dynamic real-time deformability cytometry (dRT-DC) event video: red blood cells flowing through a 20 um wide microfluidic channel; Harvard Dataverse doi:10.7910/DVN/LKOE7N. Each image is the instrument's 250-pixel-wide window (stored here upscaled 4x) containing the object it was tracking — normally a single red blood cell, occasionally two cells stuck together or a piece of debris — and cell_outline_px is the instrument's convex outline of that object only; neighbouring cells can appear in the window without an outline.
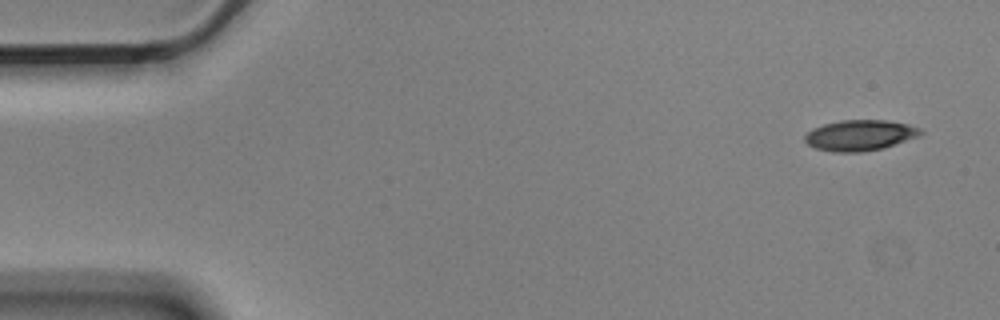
{"species": "Egyptian fruit bat (a non-hibernating species)", "species_latin": "Rousettus aegyptiacus", "temperature_condition": "cold", "stored_images_in_passage": 5, "camera_frame_rate_fps": 3000, "um_per_image_px": 0.085, "animal": {"sex": "male"}, "frame": {"image": 1, "passage_image": 1, "time_ms": 0.0, "image_size_px": [1000, 320], "cell_outline_px": [[924, 132], [920, 136], [884, 148], [860, 152], [832, 152], [816, 148], [808, 144], [804, 140], [804, 136], [812, 128], [824, 124], [840, 120], [884, 120], [908, 124], [920, 128]], "centroid_in_image_um": [73.11, 11.5], "position_along_channel_um": 11.9, "area_um2": 20.81}}
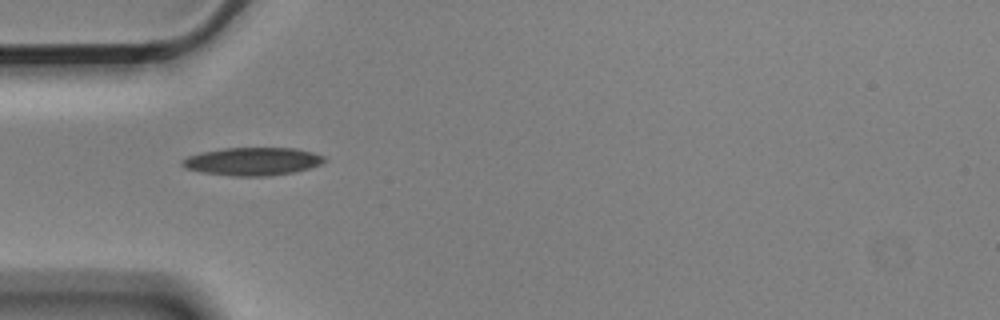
{"frame": {"image": 2, "passage_image": 4, "time_ms": 1.0, "image_size_px": [1000, 320], "cell_outline_px": [[324, 164], [296, 172], [268, 176], [232, 176], [200, 172], [184, 168], [180, 164], [180, 160], [188, 156], [200, 152], [224, 148], [296, 148], [312, 152], [324, 156]], "centroid_in_image_um": [21.45, 13.72], "position_along_channel_um": 63.6, "area_um2": 23.47}}
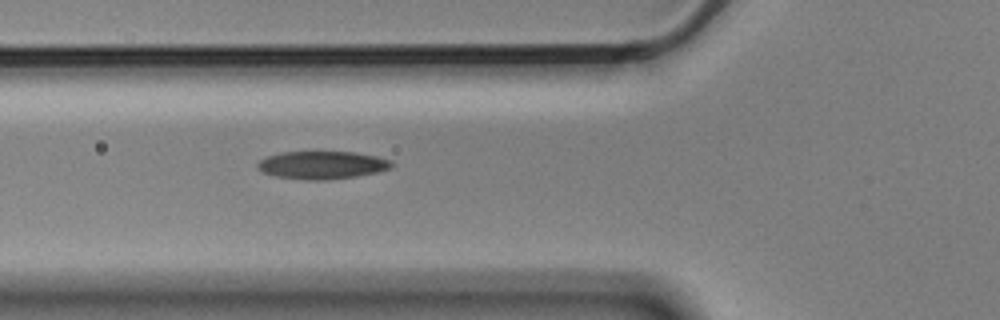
{"frame": {"image": 3, "passage_image": 5, "time_ms": 1.333, "image_size_px": [1000, 320], "cell_outline_px": [[392, 168], [376, 172], [356, 176], [324, 180], [308, 180], [276, 176], [264, 172], [256, 164], [260, 160], [268, 156], [284, 152], [356, 152], [376, 156], [392, 160]], "centroid_in_image_um": [27.42, 14.02], "position_along_channel_um": 98.4, "area_um2": 21.5}}